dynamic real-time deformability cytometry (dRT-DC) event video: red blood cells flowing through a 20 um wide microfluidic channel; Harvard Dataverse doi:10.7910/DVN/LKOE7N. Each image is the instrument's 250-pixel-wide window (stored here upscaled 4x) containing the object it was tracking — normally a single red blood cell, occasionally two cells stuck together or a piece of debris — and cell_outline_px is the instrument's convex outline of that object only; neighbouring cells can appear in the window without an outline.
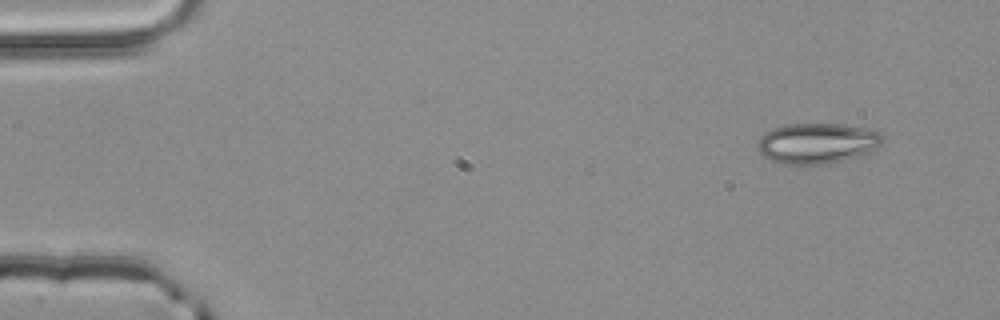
{"species": "common noctule bat (a hibernating species)", "species_latin": "Nyctalus noctula", "temperature_condition": "room temperature", "stored_images_in_passage": 4, "camera_frame_rate_fps": 3000, "um_per_image_px": 0.085, "animal": {"sex": "male", "body_mass_g": 20.4}, "frame": {"image": 1, "passage_image": 1, "time_ms": 0.0, "image_size_px": [1000, 320], "cell_outline_px": [[884, 140], [872, 152], [860, 156], [824, 164], [784, 164], [772, 160], [764, 156], [760, 152], [756, 144], [760, 136], [764, 132], [772, 128], [788, 124], [840, 124], [868, 128], [880, 132], [884, 136]], "centroid_in_image_um": [69.48, 12.17], "position_along_channel_um": 15.5, "area_um2": 29.71}}